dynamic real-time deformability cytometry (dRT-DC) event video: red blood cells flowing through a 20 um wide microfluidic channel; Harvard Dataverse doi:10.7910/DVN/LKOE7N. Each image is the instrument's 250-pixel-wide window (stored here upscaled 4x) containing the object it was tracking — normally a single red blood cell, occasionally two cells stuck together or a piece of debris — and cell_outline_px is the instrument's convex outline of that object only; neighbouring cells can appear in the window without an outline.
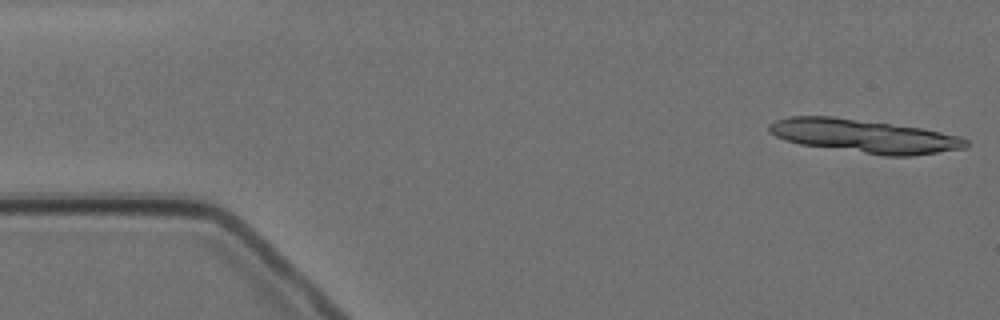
{"species": "Egyptian fruit bat (a non-hibernating species)", "species_latin": "Rousettus aegyptiacus", "temperature_condition": "cold", "stored_images_in_passage": 4, "camera_frame_rate_fps": 3000, "um_per_image_px": 0.085, "animal": {"sex": "female"}, "frame": {"image": 1, "passage_image": 1, "time_ms": 0.0, "image_size_px": [1000, 320], "cell_outline_px": [[968, 148], [912, 156], [884, 156], [800, 144], [784, 140], [768, 132], [768, 124], [776, 120], [788, 116], [832, 116], [924, 128], [956, 136], [968, 140]], "centroid_in_image_um": [73.45, 11.57], "position_along_channel_um": 11.6, "area_um2": 38.49}}